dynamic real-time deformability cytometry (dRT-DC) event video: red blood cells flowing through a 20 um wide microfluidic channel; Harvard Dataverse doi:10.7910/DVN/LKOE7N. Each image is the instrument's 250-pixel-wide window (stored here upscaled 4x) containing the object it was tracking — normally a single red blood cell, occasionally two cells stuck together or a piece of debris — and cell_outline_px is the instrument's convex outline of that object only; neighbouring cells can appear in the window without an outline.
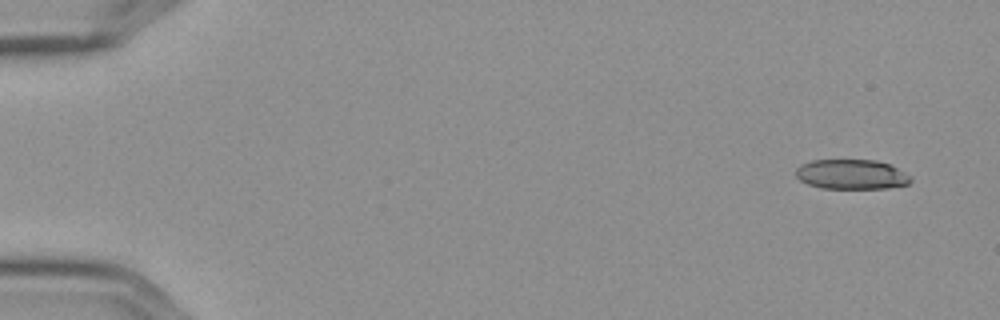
{"species": "Egyptian fruit bat (a non-hibernating species)", "species_latin": "Rousettus aegyptiacus", "temperature_condition": "cold", "stored_images_in_passage": 7, "segment_of_instrument_passage": [2, 2], "camera_frame_rate_fps": 3000, "um_per_image_px": 0.085, "frame": {"image": 1, "passage_image": 7, "time_ms": 2.0, "image_size_px": [1000, 320], "cell_outline_px": [[912, 180], [908, 184], [888, 188], [820, 188], [808, 184], [800, 180], [796, 176], [796, 168], [800, 164], [812, 160], [876, 160], [892, 164], [912, 176]], "centroid_in_image_um": [72.41, 14.81], "position_along_channel_um": 12.6, "area_um2": 20.17}}